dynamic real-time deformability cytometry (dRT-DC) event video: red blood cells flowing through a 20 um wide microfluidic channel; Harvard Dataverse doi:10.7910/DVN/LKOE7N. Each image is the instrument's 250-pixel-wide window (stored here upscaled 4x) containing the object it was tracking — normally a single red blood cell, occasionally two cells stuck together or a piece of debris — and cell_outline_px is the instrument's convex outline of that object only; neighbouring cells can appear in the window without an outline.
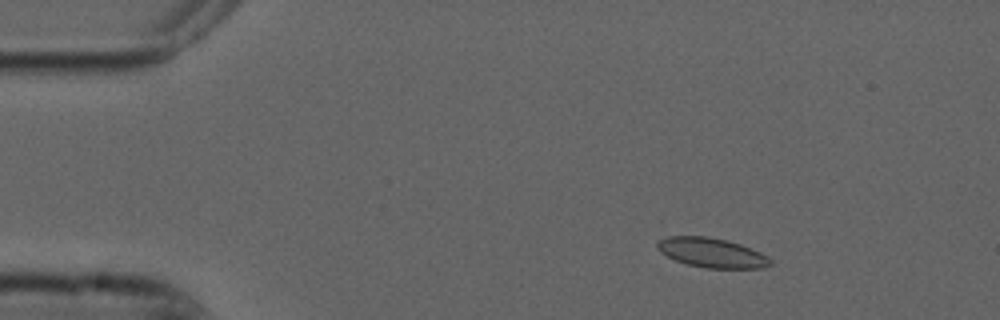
{"species": "common noctule bat (a hibernating species)", "species_latin": "Nyctalus noctula", "temperature_condition": "cold", "stored_images_in_passage": 54, "camera_frame_rate_fps": 3000, "um_per_image_px": 0.085, "animal": {"sex": "male", "forearm_length_mm": 52.5}, "frame": {"image": 1, "passage_image": 8, "time_ms": 2.333, "image_size_px": [1000, 320], "cell_outline_px": [[772, 264], [764, 268], [708, 268], [688, 264], [676, 260], [660, 252], [656, 248], [656, 244], [660, 240], [668, 236], [708, 236], [728, 240], [740, 244], [760, 252], [768, 256], [772, 260]], "centroid_in_image_um": [60.52, 21.47], "position_along_channel_um": 24.5, "area_um2": 19.48}}
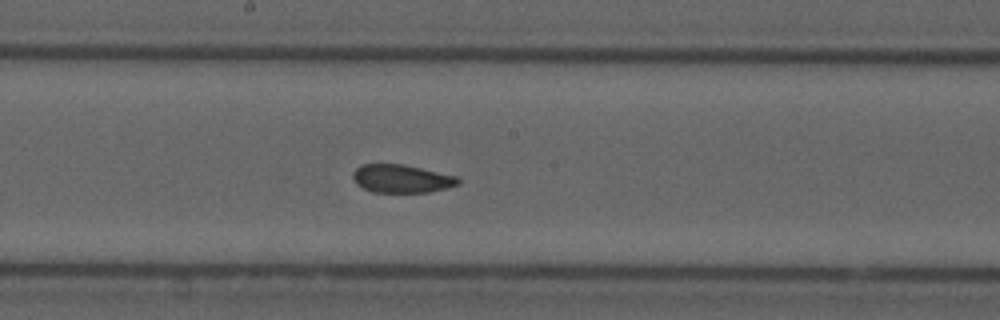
{"frame": {"image": 2, "passage_image": 29, "time_ms": 9.333, "image_size_px": [1000, 320], "cell_outline_px": [[460, 184], [448, 188], [428, 192], [372, 192], [356, 184], [352, 176], [352, 172], [360, 164], [404, 164], [456, 176], [460, 180]], "centroid_in_image_um": [34.12, 15.18], "position_along_channel_um": 214.1, "area_um2": 17.34}}
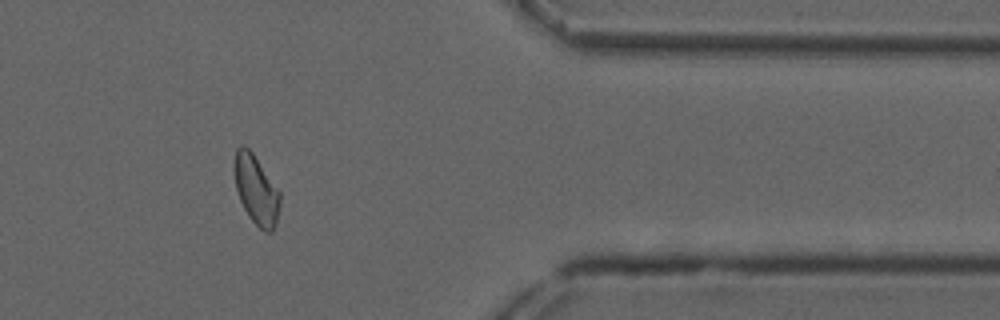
{"frame": {"image": 3, "passage_image": 45, "time_ms": 14.667, "image_size_px": [1000, 320], "cell_outline_px": [[280, 204], [276, 224], [272, 232], [264, 232], [248, 216], [240, 200], [236, 188], [232, 168], [236, 148], [240, 144], [244, 144], [252, 152], [280, 192]], "centroid_in_image_um": [21.74, 16.11], "position_along_channel_um": 389.7, "area_um2": 18.55}, "authors_computed_cell_mechanics": {"area_um2": 18.5827, "velocity_mm_per_s": 3.7123, "shape_relaxation_time_tau1_ms": null, "shape_relaxation_time_tau2_ms": 1.8293, "deformation_change_tau1": null, "deformation_change_tau2": 0.0577}}